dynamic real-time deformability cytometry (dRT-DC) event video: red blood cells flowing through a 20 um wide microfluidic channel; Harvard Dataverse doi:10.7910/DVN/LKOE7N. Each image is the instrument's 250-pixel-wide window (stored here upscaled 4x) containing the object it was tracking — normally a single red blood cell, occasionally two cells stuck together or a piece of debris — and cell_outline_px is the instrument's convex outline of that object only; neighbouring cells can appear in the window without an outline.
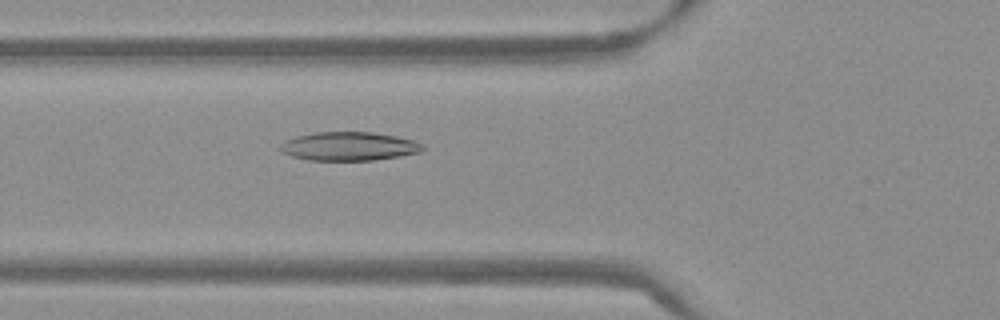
{"species": "Egyptian fruit bat (a non-hibernating species)", "species_latin": "Rousettus aegyptiacus", "temperature_condition": "warm", "stored_images_in_passage": 51, "camera_frame_rate_fps": 3000, "um_per_image_px": 0.085, "frame": {"image": 1, "passage_image": 17, "time_ms": 5.333, "image_size_px": [1000, 320], "cell_outline_px": [[428, 148], [420, 152], [400, 156], [372, 160], [308, 160], [292, 156], [280, 152], [280, 144], [284, 140], [296, 136], [316, 132], [372, 132], [396, 136], [412, 140], [424, 144]], "centroid_in_image_um": [29.67, 12.43], "position_along_channel_um": 96.1, "area_um2": 23.93}}
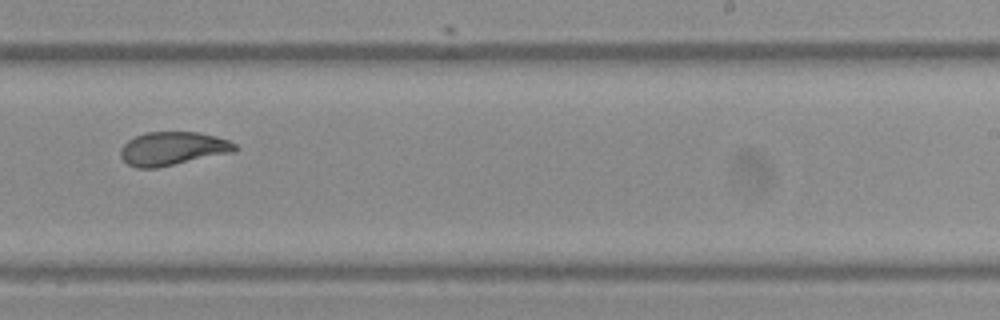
{"frame": {"image": 2, "passage_image": 31, "time_ms": 10.0, "image_size_px": [1000, 320], "cell_outline_px": [[236, 152], [156, 168], [136, 168], [128, 164], [120, 156], [120, 148], [128, 140], [144, 132], [196, 132], [216, 136], [228, 140], [236, 144]], "centroid_in_image_um": [14.68, 12.63], "position_along_channel_um": 274.3, "area_um2": 22.43}}
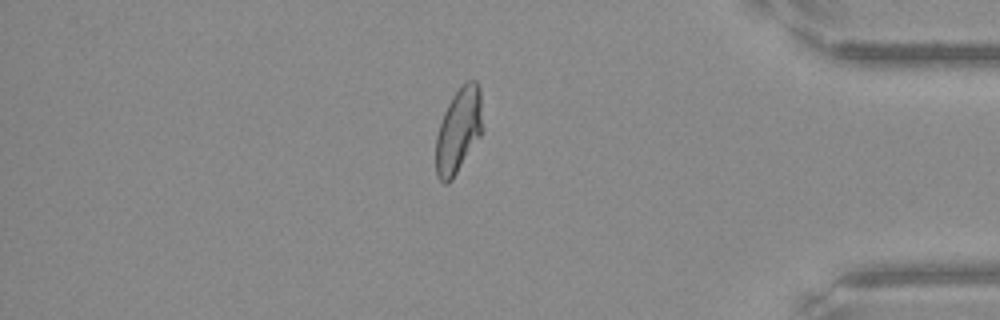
{"frame": {"image": 3, "passage_image": 43, "time_ms": 14.0, "image_size_px": [1000, 320], "cell_outline_px": [[484, 132], [452, 180], [448, 184], [444, 184], [436, 176], [436, 136], [444, 112], [452, 96], [460, 84], [468, 80], [476, 80], [480, 88], [484, 128]], "centroid_in_image_um": [39.01, 11.07], "position_along_channel_um": 396.2, "area_um2": 23.76}, "authors_computed_cell_mechanics": {"area_um2": 23.698, "velocity_mm_per_s": 3.8097, "shape_relaxation_time_tau1_ms": 10.2939, "shape_relaxation_time_tau2_ms": 2.0911, "deformation_change_tau1": 0.2648, "deformation_change_tau2": 0.0763}}